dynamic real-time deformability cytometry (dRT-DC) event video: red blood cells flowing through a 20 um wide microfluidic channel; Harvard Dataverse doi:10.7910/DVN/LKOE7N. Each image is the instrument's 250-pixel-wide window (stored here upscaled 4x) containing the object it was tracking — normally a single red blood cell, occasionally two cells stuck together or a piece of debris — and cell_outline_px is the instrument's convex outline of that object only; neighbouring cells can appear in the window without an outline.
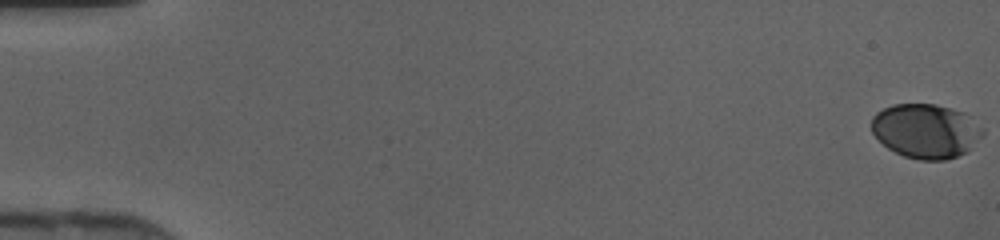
{"species": "human", "species_latin": "Homo sapiens", "temperature_condition": "cold", "stored_images_in_passage": 47, "camera_frame_rate_fps": 3000, "um_per_image_px": 0.085, "donor": {"sex": "female"}, "frame": {"image": 1, "passage_image": 1, "time_ms": 0.0, "image_size_px": [1000, 240], "cell_outline_px": [[984, 136], [968, 152], [944, 160], [920, 160], [904, 156], [888, 148], [872, 132], [872, 116], [876, 112], [892, 104], [936, 104], [952, 108], [964, 112], [984, 128]], "centroid_in_image_um": [78.74, 11.13], "position_along_channel_um": 6.3, "area_um2": 35.49}}
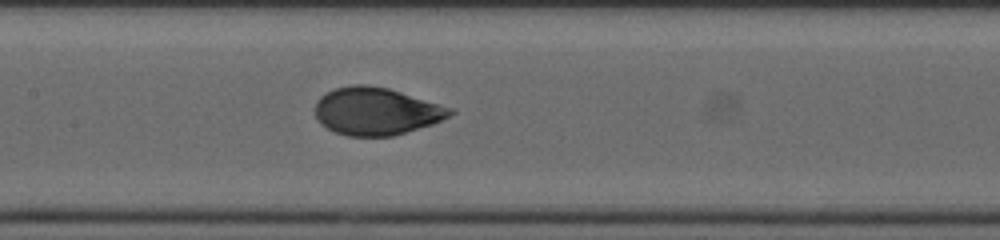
{"frame": {"image": 2, "passage_image": 24, "time_ms": 7.667, "image_size_px": [1000, 240], "cell_outline_px": [[456, 112], [432, 124], [392, 136], [348, 136], [336, 132], [320, 124], [316, 116], [316, 100], [320, 96], [336, 88], [352, 84], [368, 84], [388, 88], [452, 108]], "centroid_in_image_um": [31.95, 9.45], "position_along_channel_um": 175.4, "area_um2": 37.11}}
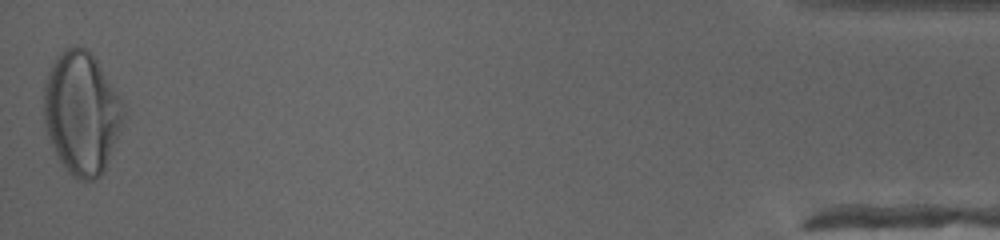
{"frame": {"image": 3, "passage_image": 47, "time_ms": 15.333, "image_size_px": [1000, 240], "cell_outline_px": [[124, 112], [120, 128], [104, 172], [100, 176], [92, 180], [80, 180], [72, 176], [68, 172], [60, 160], [48, 136], [44, 120], [44, 84], [48, 72], [56, 56], [64, 48], [76, 44], [84, 48], [96, 60], [120, 96], [124, 104]], "centroid_in_image_um": [6.92, 9.58], "position_along_channel_um": 428.3, "area_um2": 56.47}}